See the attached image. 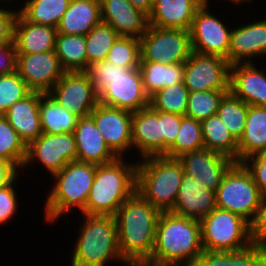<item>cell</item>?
Here are the masks:
<instances>
[{"instance_id": "6da1fadb", "label": "cell", "mask_w": 266, "mask_h": 266, "mask_svg": "<svg viewBox=\"0 0 266 266\" xmlns=\"http://www.w3.org/2000/svg\"><path fill=\"white\" fill-rule=\"evenodd\" d=\"M161 213L137 191L119 207L114 217L120 253L126 262L151 257Z\"/></svg>"}, {"instance_id": "7a4b0ae2", "label": "cell", "mask_w": 266, "mask_h": 266, "mask_svg": "<svg viewBox=\"0 0 266 266\" xmlns=\"http://www.w3.org/2000/svg\"><path fill=\"white\" fill-rule=\"evenodd\" d=\"M203 251L200 221L162 212L148 259L161 264L194 266Z\"/></svg>"}, {"instance_id": "3957f363", "label": "cell", "mask_w": 266, "mask_h": 266, "mask_svg": "<svg viewBox=\"0 0 266 266\" xmlns=\"http://www.w3.org/2000/svg\"><path fill=\"white\" fill-rule=\"evenodd\" d=\"M137 163L117 158L96 165L94 181L85 206L87 215H115L119 207L136 192Z\"/></svg>"}, {"instance_id": "277c9868", "label": "cell", "mask_w": 266, "mask_h": 266, "mask_svg": "<svg viewBox=\"0 0 266 266\" xmlns=\"http://www.w3.org/2000/svg\"><path fill=\"white\" fill-rule=\"evenodd\" d=\"M82 215L84 221L74 243L71 266H106L108 260L121 261L126 265L118 245L115 217Z\"/></svg>"}, {"instance_id": "5b68a950", "label": "cell", "mask_w": 266, "mask_h": 266, "mask_svg": "<svg viewBox=\"0 0 266 266\" xmlns=\"http://www.w3.org/2000/svg\"><path fill=\"white\" fill-rule=\"evenodd\" d=\"M137 162L136 191L161 212L173 209L184 169L178 158L149 156Z\"/></svg>"}, {"instance_id": "8992f818", "label": "cell", "mask_w": 266, "mask_h": 266, "mask_svg": "<svg viewBox=\"0 0 266 266\" xmlns=\"http://www.w3.org/2000/svg\"><path fill=\"white\" fill-rule=\"evenodd\" d=\"M95 171L94 164L73 161L52 175L56 180L44 206L46 222H55L68 211L73 212L75 207L85 214Z\"/></svg>"}, {"instance_id": "52a82bcc", "label": "cell", "mask_w": 266, "mask_h": 266, "mask_svg": "<svg viewBox=\"0 0 266 266\" xmlns=\"http://www.w3.org/2000/svg\"><path fill=\"white\" fill-rule=\"evenodd\" d=\"M215 193L217 208L237 214L249 224L253 221L262 193L243 163L235 162L228 169Z\"/></svg>"}, {"instance_id": "ba28073f", "label": "cell", "mask_w": 266, "mask_h": 266, "mask_svg": "<svg viewBox=\"0 0 266 266\" xmlns=\"http://www.w3.org/2000/svg\"><path fill=\"white\" fill-rule=\"evenodd\" d=\"M203 250L236 251L253 242L250 224L241 216L215 208L200 220Z\"/></svg>"}, {"instance_id": "9c48e42d", "label": "cell", "mask_w": 266, "mask_h": 266, "mask_svg": "<svg viewBox=\"0 0 266 266\" xmlns=\"http://www.w3.org/2000/svg\"><path fill=\"white\" fill-rule=\"evenodd\" d=\"M192 52L190 31L148 26L140 38V62L185 63Z\"/></svg>"}, {"instance_id": "30bf717a", "label": "cell", "mask_w": 266, "mask_h": 266, "mask_svg": "<svg viewBox=\"0 0 266 266\" xmlns=\"http://www.w3.org/2000/svg\"><path fill=\"white\" fill-rule=\"evenodd\" d=\"M48 94L78 118L89 116L99 103V96L86 71H64Z\"/></svg>"}, {"instance_id": "8fae6325", "label": "cell", "mask_w": 266, "mask_h": 266, "mask_svg": "<svg viewBox=\"0 0 266 266\" xmlns=\"http://www.w3.org/2000/svg\"><path fill=\"white\" fill-rule=\"evenodd\" d=\"M230 66L220 56L192 51L184 63V85L189 92L229 90Z\"/></svg>"}, {"instance_id": "7c38bea8", "label": "cell", "mask_w": 266, "mask_h": 266, "mask_svg": "<svg viewBox=\"0 0 266 266\" xmlns=\"http://www.w3.org/2000/svg\"><path fill=\"white\" fill-rule=\"evenodd\" d=\"M208 8L207 4H203L194 16L190 29L192 51L220 56L228 61L232 29H228Z\"/></svg>"}, {"instance_id": "4fadbf2b", "label": "cell", "mask_w": 266, "mask_h": 266, "mask_svg": "<svg viewBox=\"0 0 266 266\" xmlns=\"http://www.w3.org/2000/svg\"><path fill=\"white\" fill-rule=\"evenodd\" d=\"M77 147L73 133L45 134L27 145L23 168L35 160L40 162L50 175L59 172L66 164L76 161Z\"/></svg>"}, {"instance_id": "5bb4252c", "label": "cell", "mask_w": 266, "mask_h": 266, "mask_svg": "<svg viewBox=\"0 0 266 266\" xmlns=\"http://www.w3.org/2000/svg\"><path fill=\"white\" fill-rule=\"evenodd\" d=\"M89 116L118 158L132 148V112L98 103Z\"/></svg>"}, {"instance_id": "9a60e30c", "label": "cell", "mask_w": 266, "mask_h": 266, "mask_svg": "<svg viewBox=\"0 0 266 266\" xmlns=\"http://www.w3.org/2000/svg\"><path fill=\"white\" fill-rule=\"evenodd\" d=\"M16 71L32 92L44 94L53 88L64 73L55 51L17 54Z\"/></svg>"}, {"instance_id": "2e32d148", "label": "cell", "mask_w": 266, "mask_h": 266, "mask_svg": "<svg viewBox=\"0 0 266 266\" xmlns=\"http://www.w3.org/2000/svg\"><path fill=\"white\" fill-rule=\"evenodd\" d=\"M184 174L194 178L203 189L216 192L228 169L235 163L230 158L208 149L183 154L178 158Z\"/></svg>"}, {"instance_id": "e0dca14e", "label": "cell", "mask_w": 266, "mask_h": 266, "mask_svg": "<svg viewBox=\"0 0 266 266\" xmlns=\"http://www.w3.org/2000/svg\"><path fill=\"white\" fill-rule=\"evenodd\" d=\"M99 103L132 113L148 107L150 98L143 88L139 68L130 69L111 80L99 95Z\"/></svg>"}, {"instance_id": "ac0fdd59", "label": "cell", "mask_w": 266, "mask_h": 266, "mask_svg": "<svg viewBox=\"0 0 266 266\" xmlns=\"http://www.w3.org/2000/svg\"><path fill=\"white\" fill-rule=\"evenodd\" d=\"M101 20L119 36L141 38L146 32L148 16L136 9L129 0H100Z\"/></svg>"}, {"instance_id": "d6986e66", "label": "cell", "mask_w": 266, "mask_h": 266, "mask_svg": "<svg viewBox=\"0 0 266 266\" xmlns=\"http://www.w3.org/2000/svg\"><path fill=\"white\" fill-rule=\"evenodd\" d=\"M229 91L248 106L266 107V73L252 63L230 66Z\"/></svg>"}, {"instance_id": "ffe728a7", "label": "cell", "mask_w": 266, "mask_h": 266, "mask_svg": "<svg viewBox=\"0 0 266 266\" xmlns=\"http://www.w3.org/2000/svg\"><path fill=\"white\" fill-rule=\"evenodd\" d=\"M73 135L77 147L76 161L103 165L118 158L106 144L90 116L78 118Z\"/></svg>"}, {"instance_id": "44dd1931", "label": "cell", "mask_w": 266, "mask_h": 266, "mask_svg": "<svg viewBox=\"0 0 266 266\" xmlns=\"http://www.w3.org/2000/svg\"><path fill=\"white\" fill-rule=\"evenodd\" d=\"M266 55V19L232 29L228 63H252L251 58Z\"/></svg>"}, {"instance_id": "7402d4cb", "label": "cell", "mask_w": 266, "mask_h": 266, "mask_svg": "<svg viewBox=\"0 0 266 266\" xmlns=\"http://www.w3.org/2000/svg\"><path fill=\"white\" fill-rule=\"evenodd\" d=\"M215 208H217L216 193L203 189L194 178L184 174L170 212L200 221Z\"/></svg>"}, {"instance_id": "603a6c76", "label": "cell", "mask_w": 266, "mask_h": 266, "mask_svg": "<svg viewBox=\"0 0 266 266\" xmlns=\"http://www.w3.org/2000/svg\"><path fill=\"white\" fill-rule=\"evenodd\" d=\"M139 151L142 158L162 156V129L159 110L150 105L132 116V148Z\"/></svg>"}, {"instance_id": "cb8c5ba5", "label": "cell", "mask_w": 266, "mask_h": 266, "mask_svg": "<svg viewBox=\"0 0 266 266\" xmlns=\"http://www.w3.org/2000/svg\"><path fill=\"white\" fill-rule=\"evenodd\" d=\"M203 4V0H154L148 24L190 31L194 16Z\"/></svg>"}, {"instance_id": "d4e9b609", "label": "cell", "mask_w": 266, "mask_h": 266, "mask_svg": "<svg viewBox=\"0 0 266 266\" xmlns=\"http://www.w3.org/2000/svg\"><path fill=\"white\" fill-rule=\"evenodd\" d=\"M43 94L31 92L24 99L13 103L4 114L26 145L42 134L39 108Z\"/></svg>"}, {"instance_id": "484cf974", "label": "cell", "mask_w": 266, "mask_h": 266, "mask_svg": "<svg viewBox=\"0 0 266 266\" xmlns=\"http://www.w3.org/2000/svg\"><path fill=\"white\" fill-rule=\"evenodd\" d=\"M57 28L35 24L20 13L15 24L14 44L17 54L55 51Z\"/></svg>"}, {"instance_id": "4316f807", "label": "cell", "mask_w": 266, "mask_h": 266, "mask_svg": "<svg viewBox=\"0 0 266 266\" xmlns=\"http://www.w3.org/2000/svg\"><path fill=\"white\" fill-rule=\"evenodd\" d=\"M101 21L100 0H71L57 27V33L86 35Z\"/></svg>"}, {"instance_id": "83f0119b", "label": "cell", "mask_w": 266, "mask_h": 266, "mask_svg": "<svg viewBox=\"0 0 266 266\" xmlns=\"http://www.w3.org/2000/svg\"><path fill=\"white\" fill-rule=\"evenodd\" d=\"M194 266H266V243L253 241L236 251L203 250Z\"/></svg>"}, {"instance_id": "f1b7e54d", "label": "cell", "mask_w": 266, "mask_h": 266, "mask_svg": "<svg viewBox=\"0 0 266 266\" xmlns=\"http://www.w3.org/2000/svg\"><path fill=\"white\" fill-rule=\"evenodd\" d=\"M266 151V107L248 106L245 129L238 141L237 163Z\"/></svg>"}, {"instance_id": "f546056e", "label": "cell", "mask_w": 266, "mask_h": 266, "mask_svg": "<svg viewBox=\"0 0 266 266\" xmlns=\"http://www.w3.org/2000/svg\"><path fill=\"white\" fill-rule=\"evenodd\" d=\"M139 71L149 98L162 88L184 83V63L140 62Z\"/></svg>"}, {"instance_id": "4dcf8cb0", "label": "cell", "mask_w": 266, "mask_h": 266, "mask_svg": "<svg viewBox=\"0 0 266 266\" xmlns=\"http://www.w3.org/2000/svg\"><path fill=\"white\" fill-rule=\"evenodd\" d=\"M204 148L237 162L238 141L232 136L218 114L201 121Z\"/></svg>"}, {"instance_id": "1f68e13d", "label": "cell", "mask_w": 266, "mask_h": 266, "mask_svg": "<svg viewBox=\"0 0 266 266\" xmlns=\"http://www.w3.org/2000/svg\"><path fill=\"white\" fill-rule=\"evenodd\" d=\"M42 133L55 135L73 133L78 117L65 110L48 93L40 98L39 108Z\"/></svg>"}, {"instance_id": "d6a6232c", "label": "cell", "mask_w": 266, "mask_h": 266, "mask_svg": "<svg viewBox=\"0 0 266 266\" xmlns=\"http://www.w3.org/2000/svg\"><path fill=\"white\" fill-rule=\"evenodd\" d=\"M55 53L64 71L87 70L85 35L57 33Z\"/></svg>"}, {"instance_id": "836d02e7", "label": "cell", "mask_w": 266, "mask_h": 266, "mask_svg": "<svg viewBox=\"0 0 266 266\" xmlns=\"http://www.w3.org/2000/svg\"><path fill=\"white\" fill-rule=\"evenodd\" d=\"M71 0H28L19 13L28 21L57 28Z\"/></svg>"}, {"instance_id": "e575fe53", "label": "cell", "mask_w": 266, "mask_h": 266, "mask_svg": "<svg viewBox=\"0 0 266 266\" xmlns=\"http://www.w3.org/2000/svg\"><path fill=\"white\" fill-rule=\"evenodd\" d=\"M204 148L201 121L182 116L181 125L175 143L163 155L169 158H179L185 153Z\"/></svg>"}, {"instance_id": "d590c367", "label": "cell", "mask_w": 266, "mask_h": 266, "mask_svg": "<svg viewBox=\"0 0 266 266\" xmlns=\"http://www.w3.org/2000/svg\"><path fill=\"white\" fill-rule=\"evenodd\" d=\"M247 113L248 105L235 97L230 91L221 99L217 111L221 121L237 141L244 133Z\"/></svg>"}, {"instance_id": "8d00e7d4", "label": "cell", "mask_w": 266, "mask_h": 266, "mask_svg": "<svg viewBox=\"0 0 266 266\" xmlns=\"http://www.w3.org/2000/svg\"><path fill=\"white\" fill-rule=\"evenodd\" d=\"M27 145L4 115H0V158L23 170ZM21 167V168H20Z\"/></svg>"}, {"instance_id": "74e56055", "label": "cell", "mask_w": 266, "mask_h": 266, "mask_svg": "<svg viewBox=\"0 0 266 266\" xmlns=\"http://www.w3.org/2000/svg\"><path fill=\"white\" fill-rule=\"evenodd\" d=\"M118 36V33L110 25L102 21L85 35L87 69L91 63L106 59Z\"/></svg>"}, {"instance_id": "f35d334b", "label": "cell", "mask_w": 266, "mask_h": 266, "mask_svg": "<svg viewBox=\"0 0 266 266\" xmlns=\"http://www.w3.org/2000/svg\"><path fill=\"white\" fill-rule=\"evenodd\" d=\"M189 93L184 83L174 84L152 95L150 106L154 110L185 116Z\"/></svg>"}, {"instance_id": "ab89813d", "label": "cell", "mask_w": 266, "mask_h": 266, "mask_svg": "<svg viewBox=\"0 0 266 266\" xmlns=\"http://www.w3.org/2000/svg\"><path fill=\"white\" fill-rule=\"evenodd\" d=\"M229 90H206L190 92L185 116L202 121L217 114L223 96Z\"/></svg>"}, {"instance_id": "60d3db41", "label": "cell", "mask_w": 266, "mask_h": 266, "mask_svg": "<svg viewBox=\"0 0 266 266\" xmlns=\"http://www.w3.org/2000/svg\"><path fill=\"white\" fill-rule=\"evenodd\" d=\"M106 60L128 69L139 68L141 60L140 39L118 36L110 48Z\"/></svg>"}, {"instance_id": "b9f144b4", "label": "cell", "mask_w": 266, "mask_h": 266, "mask_svg": "<svg viewBox=\"0 0 266 266\" xmlns=\"http://www.w3.org/2000/svg\"><path fill=\"white\" fill-rule=\"evenodd\" d=\"M31 92L17 71L0 75V115H4L13 103L24 99Z\"/></svg>"}, {"instance_id": "7bdbcfd3", "label": "cell", "mask_w": 266, "mask_h": 266, "mask_svg": "<svg viewBox=\"0 0 266 266\" xmlns=\"http://www.w3.org/2000/svg\"><path fill=\"white\" fill-rule=\"evenodd\" d=\"M129 70L105 59L91 63L86 72L94 85L96 94L99 96L109 86L111 80L116 76L126 74Z\"/></svg>"}, {"instance_id": "ee69618b", "label": "cell", "mask_w": 266, "mask_h": 266, "mask_svg": "<svg viewBox=\"0 0 266 266\" xmlns=\"http://www.w3.org/2000/svg\"><path fill=\"white\" fill-rule=\"evenodd\" d=\"M182 115L159 111L162 129V156L175 143L180 129Z\"/></svg>"}, {"instance_id": "f6af8a7d", "label": "cell", "mask_w": 266, "mask_h": 266, "mask_svg": "<svg viewBox=\"0 0 266 266\" xmlns=\"http://www.w3.org/2000/svg\"><path fill=\"white\" fill-rule=\"evenodd\" d=\"M253 176L262 194L266 193V151L255 154L242 162Z\"/></svg>"}, {"instance_id": "bcb514c9", "label": "cell", "mask_w": 266, "mask_h": 266, "mask_svg": "<svg viewBox=\"0 0 266 266\" xmlns=\"http://www.w3.org/2000/svg\"><path fill=\"white\" fill-rule=\"evenodd\" d=\"M17 177L7 186L0 188V224H3L16 214L18 208L17 193L14 188Z\"/></svg>"}, {"instance_id": "7dc6e473", "label": "cell", "mask_w": 266, "mask_h": 266, "mask_svg": "<svg viewBox=\"0 0 266 266\" xmlns=\"http://www.w3.org/2000/svg\"><path fill=\"white\" fill-rule=\"evenodd\" d=\"M250 234L253 241L266 243V193L261 195L256 215L250 223Z\"/></svg>"}, {"instance_id": "c3c4849f", "label": "cell", "mask_w": 266, "mask_h": 266, "mask_svg": "<svg viewBox=\"0 0 266 266\" xmlns=\"http://www.w3.org/2000/svg\"><path fill=\"white\" fill-rule=\"evenodd\" d=\"M0 8V43H14L15 24L18 11Z\"/></svg>"}, {"instance_id": "681fc988", "label": "cell", "mask_w": 266, "mask_h": 266, "mask_svg": "<svg viewBox=\"0 0 266 266\" xmlns=\"http://www.w3.org/2000/svg\"><path fill=\"white\" fill-rule=\"evenodd\" d=\"M17 52L14 43H0V75L16 72Z\"/></svg>"}, {"instance_id": "f907efd6", "label": "cell", "mask_w": 266, "mask_h": 266, "mask_svg": "<svg viewBox=\"0 0 266 266\" xmlns=\"http://www.w3.org/2000/svg\"><path fill=\"white\" fill-rule=\"evenodd\" d=\"M18 169L8 161L0 158V188L10 184L18 177Z\"/></svg>"}, {"instance_id": "816d5d0a", "label": "cell", "mask_w": 266, "mask_h": 266, "mask_svg": "<svg viewBox=\"0 0 266 266\" xmlns=\"http://www.w3.org/2000/svg\"><path fill=\"white\" fill-rule=\"evenodd\" d=\"M130 3L136 8L141 10L147 16L150 14L153 2L151 0H129Z\"/></svg>"}, {"instance_id": "f5cc1de1", "label": "cell", "mask_w": 266, "mask_h": 266, "mask_svg": "<svg viewBox=\"0 0 266 266\" xmlns=\"http://www.w3.org/2000/svg\"><path fill=\"white\" fill-rule=\"evenodd\" d=\"M127 266H182V265H174V264H161L157 262L150 261L148 259L145 260H132L127 262Z\"/></svg>"}, {"instance_id": "db71d44e", "label": "cell", "mask_w": 266, "mask_h": 266, "mask_svg": "<svg viewBox=\"0 0 266 266\" xmlns=\"http://www.w3.org/2000/svg\"><path fill=\"white\" fill-rule=\"evenodd\" d=\"M228 1H231V3H234V4H235V3H236V4H239V3H243V2L245 3V2H247V1H248V2H250V1L252 2V0H228Z\"/></svg>"}, {"instance_id": "11a10c76", "label": "cell", "mask_w": 266, "mask_h": 266, "mask_svg": "<svg viewBox=\"0 0 266 266\" xmlns=\"http://www.w3.org/2000/svg\"><path fill=\"white\" fill-rule=\"evenodd\" d=\"M203 3H204V4H207V5H210V4L208 3V0H203Z\"/></svg>"}, {"instance_id": "9f6ffc18", "label": "cell", "mask_w": 266, "mask_h": 266, "mask_svg": "<svg viewBox=\"0 0 266 266\" xmlns=\"http://www.w3.org/2000/svg\"><path fill=\"white\" fill-rule=\"evenodd\" d=\"M1 1H2V0H1ZM1 1H0V2H1ZM4 1H5V2H7V1H9V2L11 1V2H12L13 0H3V2H4Z\"/></svg>"}]
</instances>
